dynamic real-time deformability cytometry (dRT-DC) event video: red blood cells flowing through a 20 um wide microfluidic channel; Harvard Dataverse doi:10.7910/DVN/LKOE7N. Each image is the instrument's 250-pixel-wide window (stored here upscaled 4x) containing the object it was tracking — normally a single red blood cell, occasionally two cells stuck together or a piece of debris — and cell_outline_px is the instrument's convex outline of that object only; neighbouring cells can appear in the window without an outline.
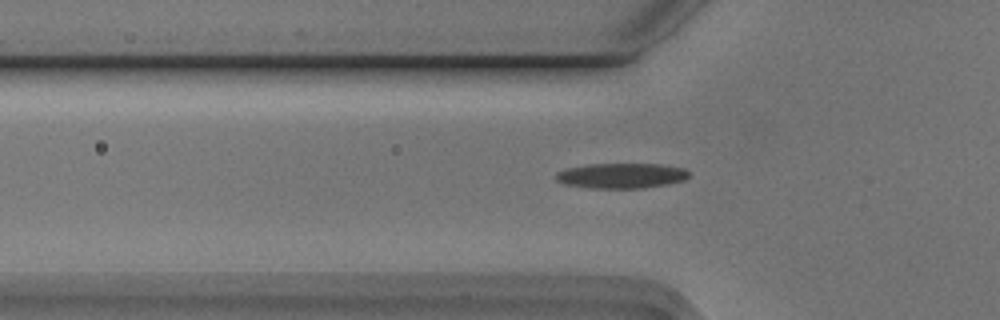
{"species": "Egyptian fruit bat (a non-hibernating species)", "species_latin": "Rousettus aegyptiacus", "temperature_condition": "cold", "stored_images_in_passage": 41, "camera_frame_rate_fps": 3000, "um_per_image_px": 0.085, "animal": {"sex": "male"}, "frame": {"image": 1, "passage_image": 7, "time_ms": 2.0, "image_size_px": [1000, 320], "cell_outline_px": [[688, 176], [684, 180], [668, 184], [644, 188], [592, 188], [564, 184], [556, 180], [556, 172], [568, 168], [588, 164], [660, 164], [684, 168], [688, 172]], "centroid_in_image_um": [52.81, 14.93], "position_along_channel_um": 73.0, "area_um2": 19.48}}
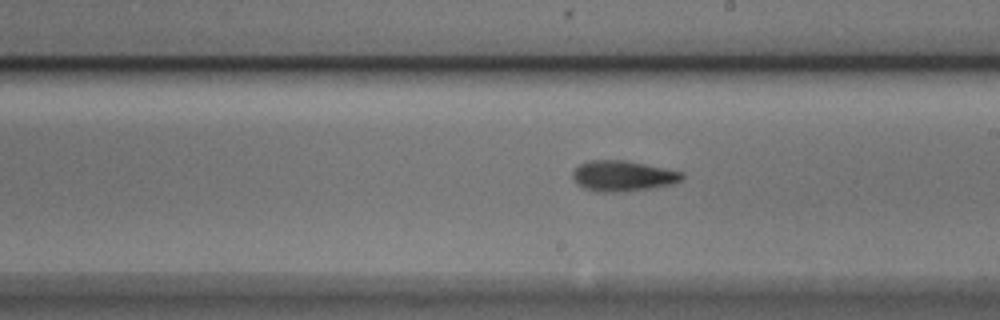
{"frame": {"image": 2, "passage_image": 20, "time_ms": 6.333, "image_size_px": [1000, 320], "cell_outline_px": [[684, 176], [680, 180], [672, 184], [648, 188], [620, 192], [596, 192], [584, 188], [576, 184], [572, 176], [572, 172], [580, 164], [588, 160], [624, 160], [684, 172]], "centroid_in_image_um": [52.9, 14.95], "position_along_channel_um": 236.1, "area_um2": 19.42}}
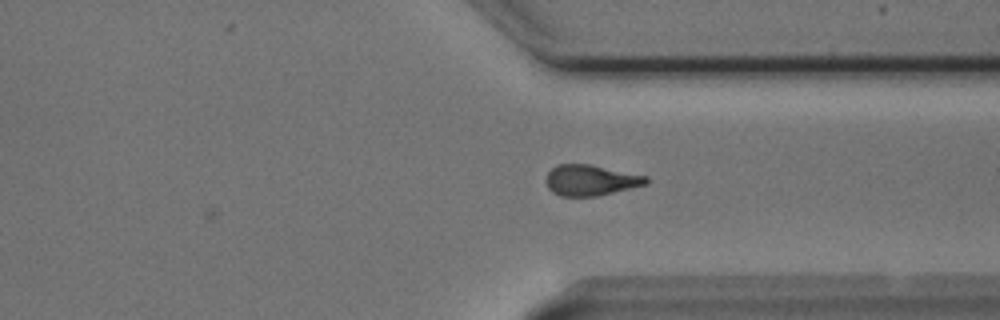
{"frame": {"image": 3, "passage_image": 30, "time_ms": 9.667, "image_size_px": [1000, 320], "cell_outline_px": [[648, 180], [644, 184], [596, 196], [560, 196], [552, 192], [548, 188], [544, 180], [548, 172], [556, 164], [592, 164], [648, 176]], "centroid_in_image_um": [50.14, 15.3], "position_along_channel_um": 361.3, "area_um2": 17.92}, "authors_computed_cell_mechanics": {"area_um2": 18.496, "velocity_mm_per_s": 3.7533, "shape_relaxation_time_tau1_ms": 4.1513, "shape_relaxation_time_tau2_ms": 5.4134, "deformation_change_tau1": 0.1604, "deformation_change_tau2": 0.1347}}